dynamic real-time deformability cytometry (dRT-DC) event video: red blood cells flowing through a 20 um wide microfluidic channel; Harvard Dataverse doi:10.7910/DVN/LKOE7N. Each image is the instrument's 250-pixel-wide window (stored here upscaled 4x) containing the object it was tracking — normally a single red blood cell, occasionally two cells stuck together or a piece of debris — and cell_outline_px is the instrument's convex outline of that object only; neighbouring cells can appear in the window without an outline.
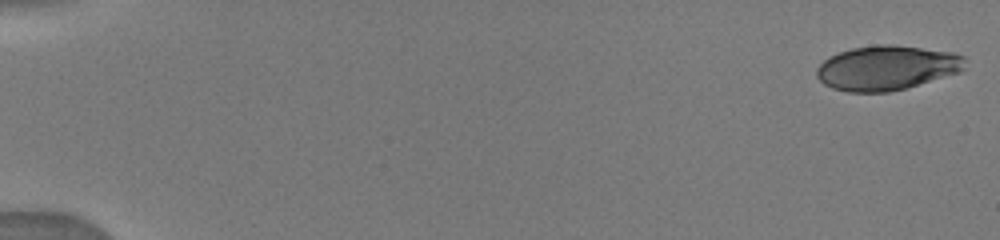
{"species": "human", "species_latin": "Homo sapiens", "temperature_condition": "warm", "stored_images_in_passage": 8, "camera_frame_rate_fps": 3000, "um_per_image_px": 0.085, "donor": {"sex": "male"}, "frame": {"image": 1, "passage_image": 1, "time_ms": 0.0, "image_size_px": [1000, 240], "cell_outline_px": [[964, 68], [960, 72], [908, 88], [888, 92], [848, 92], [832, 88], [824, 84], [816, 76], [816, 68], [824, 60], [840, 52], [852, 48], [876, 44], [892, 44], [956, 52], [964, 56]], "centroid_in_image_um": [75.39, 5.76], "position_along_channel_um": 9.6, "area_um2": 38.78}}